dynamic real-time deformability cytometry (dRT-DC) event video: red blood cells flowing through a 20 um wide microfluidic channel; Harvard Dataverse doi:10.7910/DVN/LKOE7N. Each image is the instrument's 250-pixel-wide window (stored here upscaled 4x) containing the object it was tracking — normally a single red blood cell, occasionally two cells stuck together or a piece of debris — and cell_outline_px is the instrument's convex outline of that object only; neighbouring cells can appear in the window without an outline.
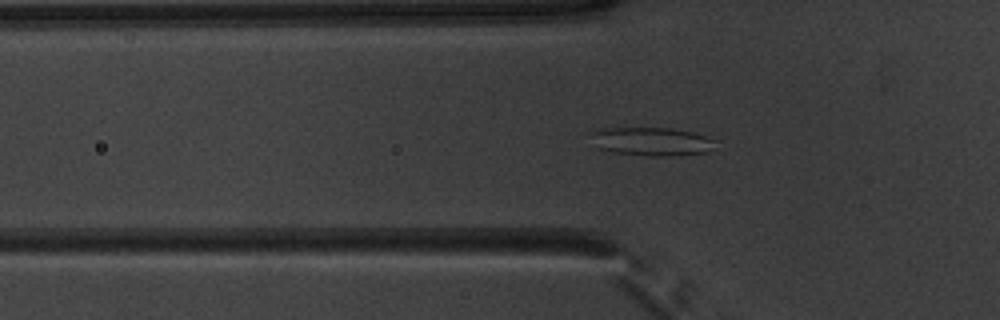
{"species": "common noctule bat (a hibernating species)", "species_latin": "Nyctalus noctula", "temperature_condition": "warm", "stored_images_in_passage": 45, "camera_frame_rate_fps": 3000, "um_per_image_px": 0.085, "animal": {"sex": "male", "body_mass_g": 20.1, "forearm_length_mm": 53.5}, "frame": {"image": 1, "passage_image": 17, "time_ms": 5.333, "image_size_px": [1000, 320], "cell_outline_px": [[720, 140], [708, 152], [680, 156], [652, 156], [612, 152], [596, 148], [588, 132], [600, 128], [672, 128], [692, 132], [708, 136]], "centroid_in_image_um": [55.41, 12.03], "position_along_channel_um": 70.4, "area_um2": 21.21}}
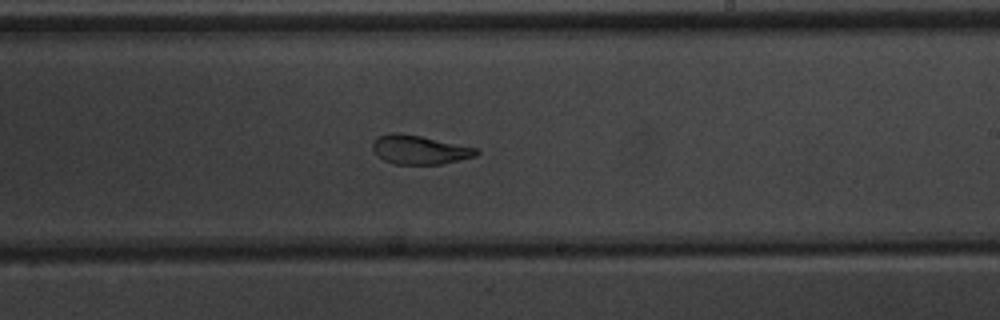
{"frame": {"image": 2, "passage_image": 31, "time_ms": 10.0, "image_size_px": [1000, 320], "cell_outline_px": [[480, 152], [476, 156], [440, 164], [396, 164], [384, 160], [376, 156], [372, 148], [372, 144], [376, 136], [388, 132], [400, 132], [420, 136], [476, 148]], "centroid_in_image_um": [35.58, 12.71], "position_along_channel_um": 253.4, "area_um2": 17.51}}
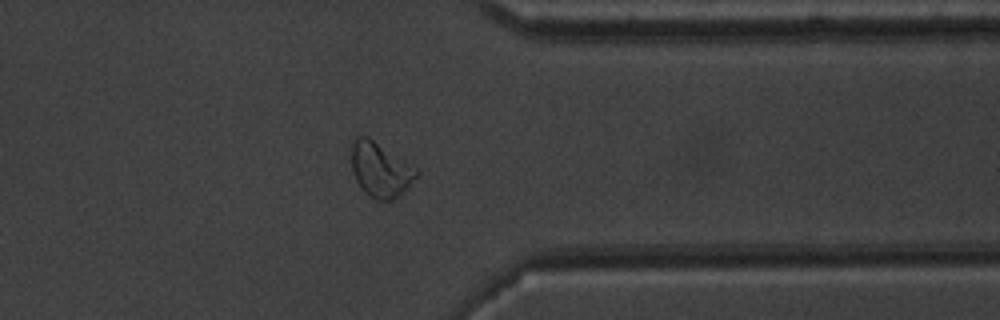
{"frame": {"image": 3, "passage_image": 41, "time_ms": 13.333, "image_size_px": [1000, 320], "cell_outline_px": [[420, 172], [392, 200], [376, 200], [368, 196], [364, 192], [356, 180], [352, 168], [352, 136], [368, 136], [416, 168]], "centroid_in_image_um": [32.27, 14.39], "position_along_channel_um": 379.1, "area_um2": 20.23}, "authors_computed_cell_mechanics": {"area_um2": 19.363, "velocity_mm_per_s": 3.9132, "shape_relaxation_time_tau1_ms": 6.3888, "shape_relaxation_time_tau2_ms": 2.1614, "deformation_change_tau1": 0.1744, "deformation_change_tau2": 0.0738}}